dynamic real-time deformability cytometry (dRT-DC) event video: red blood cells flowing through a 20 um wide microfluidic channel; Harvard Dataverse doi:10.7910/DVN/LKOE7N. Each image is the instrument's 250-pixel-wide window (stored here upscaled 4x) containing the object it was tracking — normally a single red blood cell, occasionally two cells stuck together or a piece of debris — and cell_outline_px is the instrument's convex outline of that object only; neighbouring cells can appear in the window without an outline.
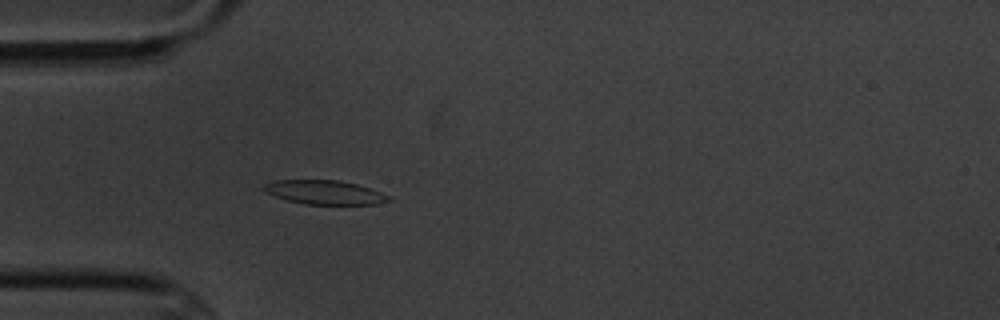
{"species": "common noctule bat (a hibernating species)", "species_latin": "Nyctalus noctula", "temperature_condition": "cold", "stored_images_in_passage": 4, "camera_frame_rate_fps": 3000, "um_per_image_px": 0.085, "animal": {"sex": "male", "body_mass_g": 20.1, "forearm_length_mm": 53.5}, "frame": {"image": 1, "passage_image": 4, "time_ms": 3.667, "image_size_px": [1000, 320], "cell_outline_px": [[392, 200], [376, 204], [304, 204], [288, 200], [264, 192], [264, 184], [272, 180], [340, 180], [356, 184], [380, 192], [388, 196]], "centroid_in_image_um": [27.56, 16.34], "position_along_channel_um": 57.4, "area_um2": 17.28}}